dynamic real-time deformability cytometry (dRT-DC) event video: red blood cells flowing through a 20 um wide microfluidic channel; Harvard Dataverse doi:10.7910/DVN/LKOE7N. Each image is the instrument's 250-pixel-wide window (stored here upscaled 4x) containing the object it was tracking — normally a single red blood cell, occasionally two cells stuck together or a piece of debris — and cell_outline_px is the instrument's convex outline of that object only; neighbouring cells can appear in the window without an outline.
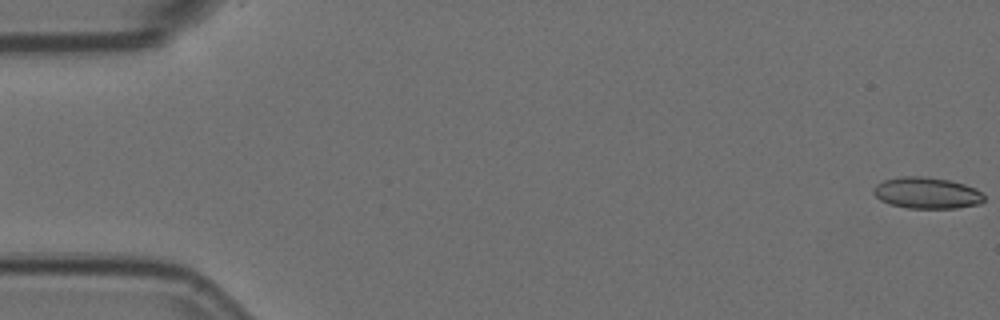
{"species": "Egyptian fruit bat (a non-hibernating species)", "species_latin": "Rousettus aegyptiacus", "temperature_condition": "room temperature", "stored_images_in_passage": 5, "camera_frame_rate_fps": 3000, "um_per_image_px": 0.085, "animal": {"sex": "female"}, "frame": {"image": 1, "passage_image": 1, "time_ms": 0.0, "image_size_px": [1000, 320], "cell_outline_px": [[984, 200], [980, 204], [956, 208], [908, 208], [888, 204], [880, 200], [872, 192], [872, 188], [876, 184], [884, 180], [900, 176], [924, 176], [948, 180], [964, 184], [976, 188], [984, 196]], "centroid_in_image_um": [78.75, 16.4], "position_along_channel_um": 6.3, "area_um2": 20.35}}
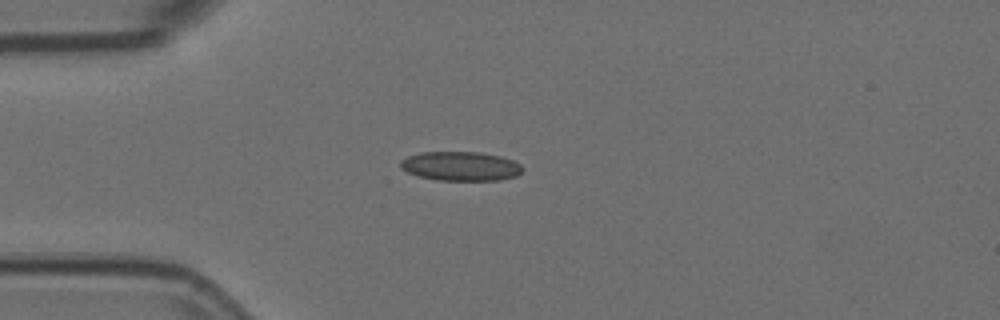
{"frame": {"image": 2, "passage_image": 5, "time_ms": 1.333, "image_size_px": [1000, 320], "cell_outline_px": [[524, 168], [516, 176], [500, 180], [436, 180], [420, 176], [408, 172], [400, 168], [400, 160], [408, 156], [420, 152], [480, 152], [500, 156], [512, 160], [520, 164]], "centroid_in_image_um": [39.15, 14.12], "position_along_channel_um": 45.9, "area_um2": 20.75}}